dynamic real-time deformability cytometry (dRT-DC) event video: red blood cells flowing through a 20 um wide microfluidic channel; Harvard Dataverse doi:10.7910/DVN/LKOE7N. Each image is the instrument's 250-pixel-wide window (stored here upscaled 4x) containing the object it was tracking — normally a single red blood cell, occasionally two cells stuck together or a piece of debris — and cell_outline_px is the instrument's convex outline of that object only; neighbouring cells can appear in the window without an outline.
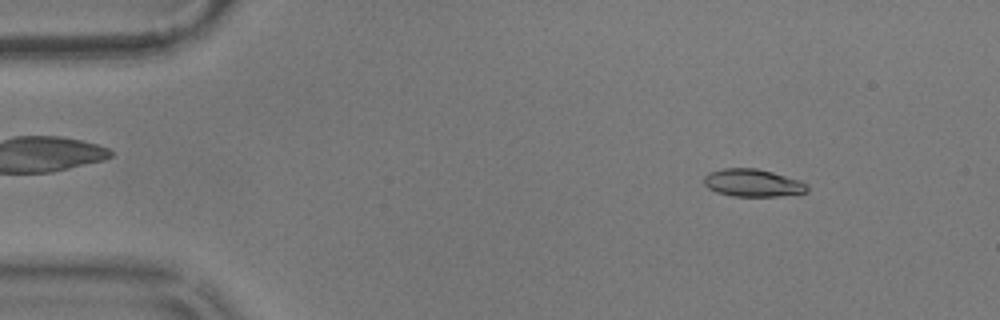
{"species": "common noctule bat (a hibernating species)", "species_latin": "Nyctalus noctula", "temperature_condition": "warm", "stored_images_in_passage": 56, "camera_frame_rate_fps": 3000, "um_per_image_px": 0.085, "animal": {"sex": "male", "body_mass_g": 17.9}, "frame": {"image": 1, "passage_image": 7, "time_ms": 2.0, "image_size_px": [1000, 320], "cell_outline_px": [[808, 192], [780, 196], [732, 196], [716, 192], [708, 188], [704, 184], [704, 176], [708, 172], [724, 168], [756, 168], [772, 172], [800, 180], [808, 184]], "centroid_in_image_um": [63.98, 15.54], "position_along_channel_um": 21.0, "area_um2": 16.7}}
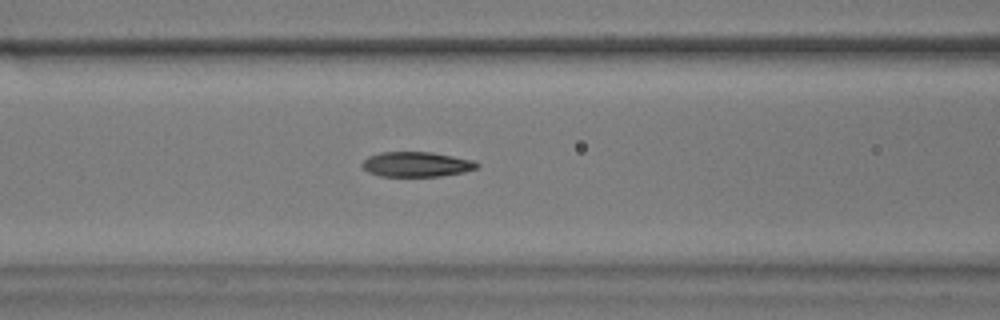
{"frame": {"image": 2, "passage_image": 23, "time_ms": 7.333, "image_size_px": [1000, 320], "cell_outline_px": [[480, 164], [476, 168], [464, 172], [440, 176], [380, 176], [368, 172], [360, 164], [368, 156], [380, 152], [432, 152], [472, 160]], "centroid_in_image_um": [35.37, 13.96], "position_along_channel_um": 131.2, "area_um2": 16.65}}
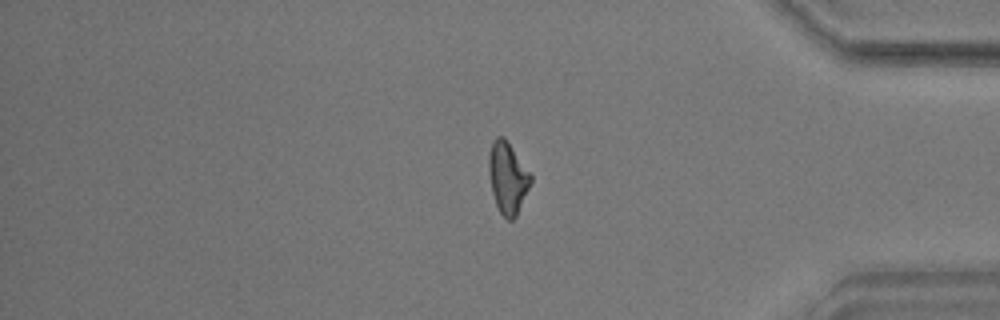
{"frame": {"image": 3, "passage_image": 47, "time_ms": 15.333, "image_size_px": [1000, 320], "cell_outline_px": [[532, 180], [516, 216], [512, 220], [508, 220], [500, 212], [496, 204], [492, 192], [488, 172], [488, 156], [492, 140], [496, 136], [504, 136], [532, 176]], "centroid_in_image_um": [43.12, 15.08], "position_along_channel_um": 392.1, "area_um2": 17.34}, "authors_computed_cell_mechanics": {"area_um2": 17.0221, "velocity_mm_per_s": 3.5699, "shape_relaxation_time_tau1_ms": 7.6726, "shape_relaxation_time_tau2_ms": 2.2949, "deformation_change_tau1": 0.2142, "deformation_change_tau2": 0.0947}}